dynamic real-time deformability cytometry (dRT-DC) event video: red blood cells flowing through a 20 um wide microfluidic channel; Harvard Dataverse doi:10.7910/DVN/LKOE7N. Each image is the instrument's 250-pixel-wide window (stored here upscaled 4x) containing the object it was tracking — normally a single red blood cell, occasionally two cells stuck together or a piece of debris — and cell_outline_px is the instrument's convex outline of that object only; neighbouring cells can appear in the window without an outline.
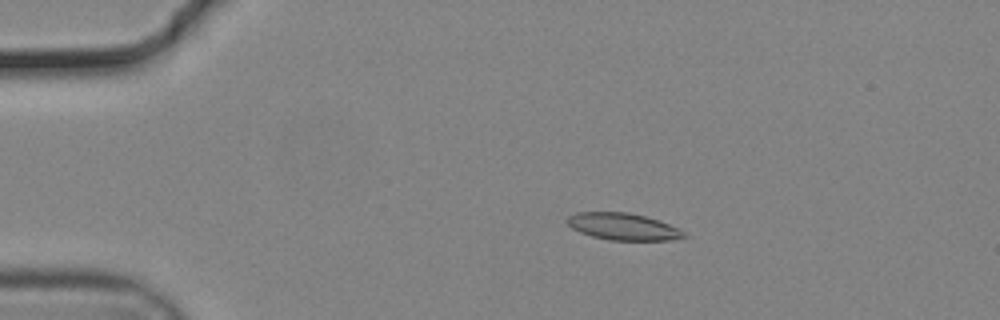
{"species": "common noctule bat (a hibernating species)", "species_latin": "Nyctalus noctula", "temperature_condition": "cold", "stored_images_in_passage": 56, "camera_frame_rate_fps": 3000, "um_per_image_px": 0.085, "animal": {"sex": "male", "body_mass_g": 19.2, "forearm_length_mm": 51.8}, "frame": {"image": 1, "passage_image": 12, "time_ms": 3.667, "image_size_px": [1000, 320], "cell_outline_px": [[688, 236], [672, 240], [608, 240], [592, 236], [580, 232], [572, 228], [568, 224], [568, 216], [576, 212], [628, 212], [644, 216], [680, 228]], "centroid_in_image_um": [52.97, 19.26], "position_along_channel_um": 32.0, "area_um2": 18.21}}
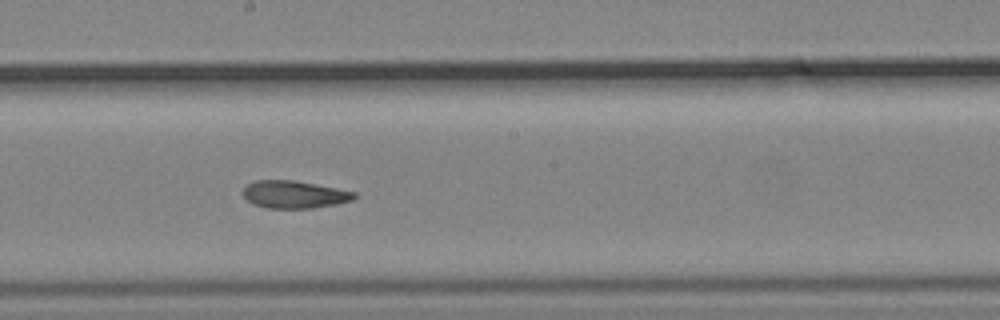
{"frame": {"image": 2, "passage_image": 32, "time_ms": 10.333, "image_size_px": [1000, 320], "cell_outline_px": [[356, 196], [352, 200], [336, 204], [312, 208], [268, 208], [252, 204], [240, 192], [248, 184], [256, 180], [292, 180], [336, 188], [356, 192]], "centroid_in_image_um": [24.98, 16.53], "position_along_channel_um": 223.2, "area_um2": 17.74}}
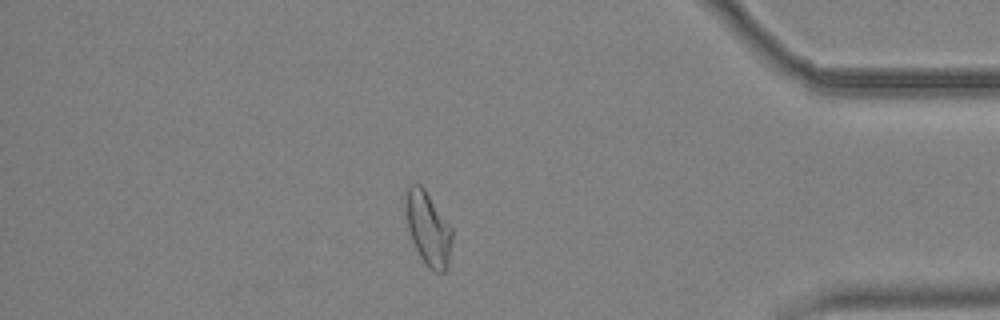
{"frame": {"image": 3, "passage_image": 49, "time_ms": 16.0, "image_size_px": [1000, 320], "cell_outline_px": [[452, 240], [448, 268], [444, 272], [436, 272], [428, 268], [420, 256], [412, 240], [408, 228], [408, 184], [420, 184], [424, 188], [452, 228]], "centroid_in_image_um": [36.45, 19.5], "position_along_channel_um": 398.8, "area_um2": 19.31}, "authors_computed_cell_mechanics": {"area_um2": 18.7272, "velocity_mm_per_s": 3.6994, "shape_relaxation_time_tau1_ms": null, "shape_relaxation_time_tau2_ms": 5.6746, "deformation_change_tau1": null, "deformation_change_tau2": 0.1356}}